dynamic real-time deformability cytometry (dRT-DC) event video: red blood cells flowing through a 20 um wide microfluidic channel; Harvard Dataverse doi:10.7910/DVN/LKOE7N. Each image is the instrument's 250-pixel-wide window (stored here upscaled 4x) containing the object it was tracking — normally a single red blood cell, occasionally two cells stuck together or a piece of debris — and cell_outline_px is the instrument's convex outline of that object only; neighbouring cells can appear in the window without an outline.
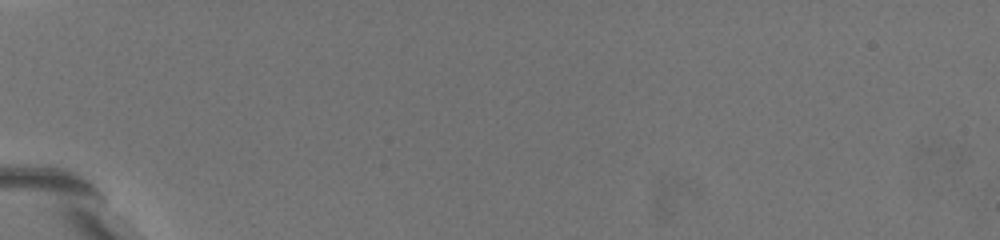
{"species": "common noctule bat (a hibernating species)", "species_latin": "Nyctalus noctula", "temperature_condition": "warm", "stored_images_in_passage": 2, "camera_frame_rate_fps": 3000, "um_per_image_px": 0.085, "animal": {"sex": "female", "body_mass_g": 19.5, "forearm_length_mm": 54.1}, "frame": {"image": 1, "passage_image": 1, "time_ms": 0.0, "image_size_px": [1000, 240], "cell_outline_px": [[176, 208], [168, 216], [112, 160], [116, 152], [128, 144], [164, 188], [172, 200]], "centroid_in_image_um": [12.2, 15.15], "position_along_channel_um": 72.8, "area_um2": 10.69}}